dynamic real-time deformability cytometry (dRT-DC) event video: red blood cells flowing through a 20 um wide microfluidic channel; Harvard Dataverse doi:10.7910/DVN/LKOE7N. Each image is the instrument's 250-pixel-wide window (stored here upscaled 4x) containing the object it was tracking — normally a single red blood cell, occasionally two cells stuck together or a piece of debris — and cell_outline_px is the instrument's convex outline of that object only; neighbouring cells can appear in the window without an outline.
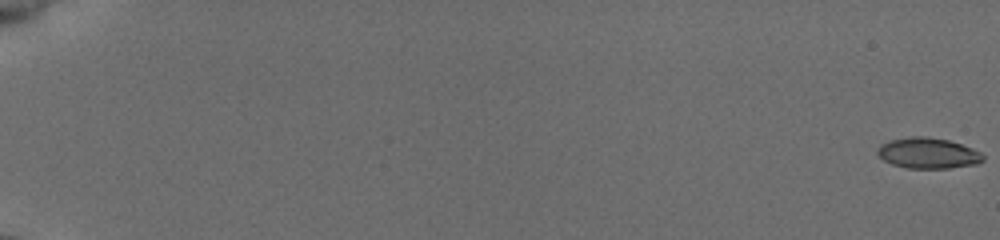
{"species": "common noctule bat (a hibernating species)", "species_latin": "Nyctalus noctula", "temperature_condition": "cold", "stored_images_in_passage": 56, "camera_frame_rate_fps": 3000, "um_per_image_px": 0.085, "animal": {"sex": "female", "body_mass_g": 19.5, "forearm_length_mm": 54.1}, "frame": {"image": 1, "passage_image": 1, "time_ms": 0.0, "image_size_px": [1000, 240], "cell_outline_px": [[984, 160], [976, 164], [948, 168], [908, 168], [892, 164], [884, 160], [876, 152], [876, 148], [880, 144], [888, 140], [912, 136], [928, 136], [948, 140], [972, 148], [980, 152], [984, 156]], "centroid_in_image_um": [78.85, 13.01], "position_along_channel_um": 6.1, "area_um2": 18.96}}
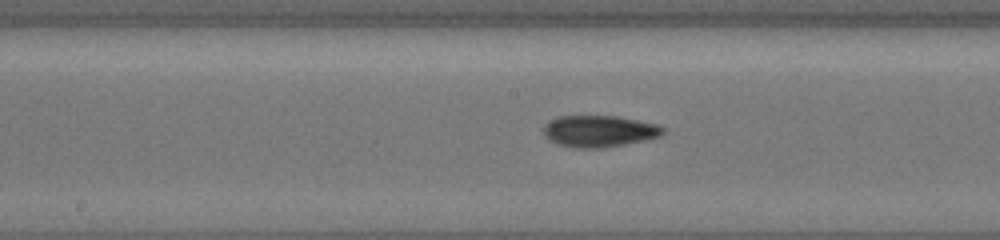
{"frame": {"image": 2, "passage_image": 32, "time_ms": 10.333, "image_size_px": [1000, 240], "cell_outline_px": [[664, 132], [660, 136], [644, 140], [624, 144], [600, 148], [576, 148], [556, 144], [544, 132], [544, 128], [548, 120], [560, 116], [620, 116], [656, 124], [664, 128]], "centroid_in_image_um": [50.94, 11.14], "position_along_channel_um": 197.3, "area_um2": 21.79}}
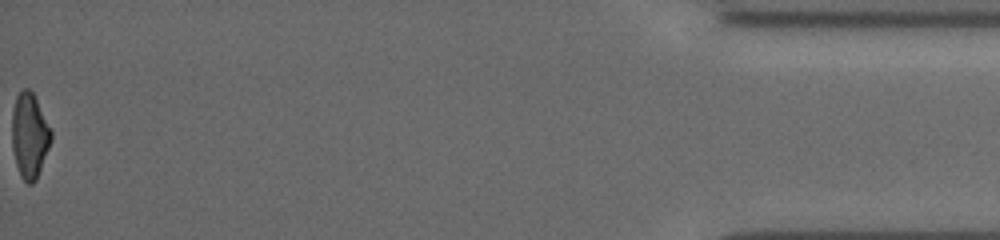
{"frame": {"image": 3, "passage_image": 56, "time_ms": 18.333, "image_size_px": [1000, 240], "cell_outline_px": [[52, 140], [36, 180], [32, 184], [28, 184], [20, 176], [16, 164], [12, 148], [12, 112], [16, 96], [24, 88], [28, 88], [36, 96], [52, 132]], "centroid_in_image_um": [2.51, 11.51], "position_along_channel_um": 432.7, "area_um2": 19.54}, "authors_computed_cell_mechanics": {"area_um2": 20.3167, "velocity_mm_per_s": 3.9584, "shape_relaxation_time_tau1_ms": 3.9741, "shape_relaxation_time_tau2_ms": 4.8978, "deformation_change_tau1": 0.1474, "deformation_change_tau2": 0.1024}}